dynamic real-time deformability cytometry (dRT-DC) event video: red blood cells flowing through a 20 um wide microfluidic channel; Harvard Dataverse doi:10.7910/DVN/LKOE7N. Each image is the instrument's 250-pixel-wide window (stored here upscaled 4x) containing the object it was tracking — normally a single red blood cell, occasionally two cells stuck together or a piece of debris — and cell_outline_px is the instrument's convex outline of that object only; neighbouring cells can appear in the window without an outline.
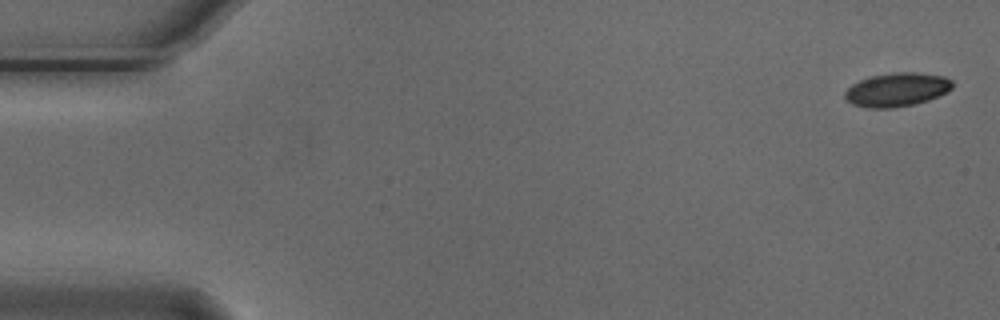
{"species": "Egyptian fruit bat (a non-hibernating species)", "species_latin": "Rousettus aegyptiacus", "temperature_condition": "cold", "stored_images_in_passage": 2, "camera_frame_rate_fps": 3000, "um_per_image_px": 0.085, "animal": {"sex": "male"}, "frame": {"image": 1, "passage_image": 1, "time_ms": 0.0, "image_size_px": [1000, 320], "cell_outline_px": [[952, 88], [948, 92], [928, 100], [916, 104], [892, 108], [868, 108], [852, 104], [844, 96], [844, 92], [852, 84], [868, 76], [892, 72], [916, 72], [944, 76], [952, 80]], "centroid_in_image_um": [76.24, 7.61], "position_along_channel_um": 8.8, "area_um2": 21.33}}